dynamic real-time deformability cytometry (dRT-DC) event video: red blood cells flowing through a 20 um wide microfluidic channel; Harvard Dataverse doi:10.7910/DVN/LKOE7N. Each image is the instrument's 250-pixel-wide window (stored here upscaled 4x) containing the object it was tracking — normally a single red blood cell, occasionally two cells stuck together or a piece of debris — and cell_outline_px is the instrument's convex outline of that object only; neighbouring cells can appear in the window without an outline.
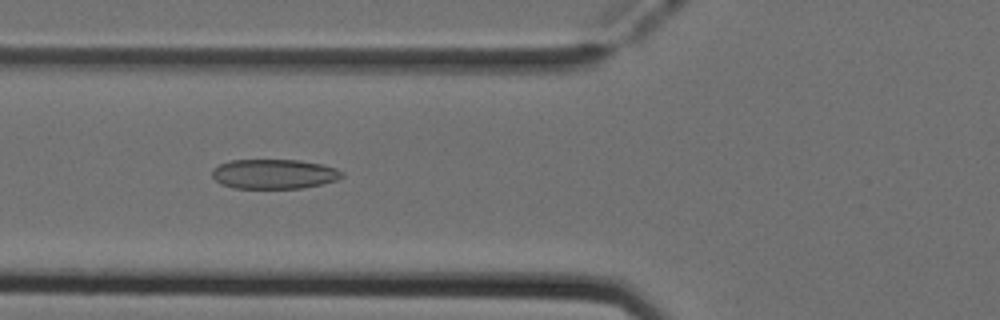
{"species": "Egyptian fruit bat (a non-hibernating species)", "species_latin": "Rousettus aegyptiacus", "temperature_condition": "cold", "stored_images_in_passage": 49, "camera_frame_rate_fps": 3000, "um_per_image_px": 0.085, "animal": {"sex": "female"}, "frame": {"image": 1, "passage_image": 17, "time_ms": 5.333, "image_size_px": [1000, 320], "cell_outline_px": [[344, 176], [336, 180], [324, 184], [300, 188], [232, 188], [220, 184], [212, 176], [212, 168], [228, 160], [300, 160], [320, 164], [336, 168], [344, 172]], "centroid_in_image_um": [23.29, 14.79], "position_along_channel_um": 102.5, "area_um2": 22.6}}
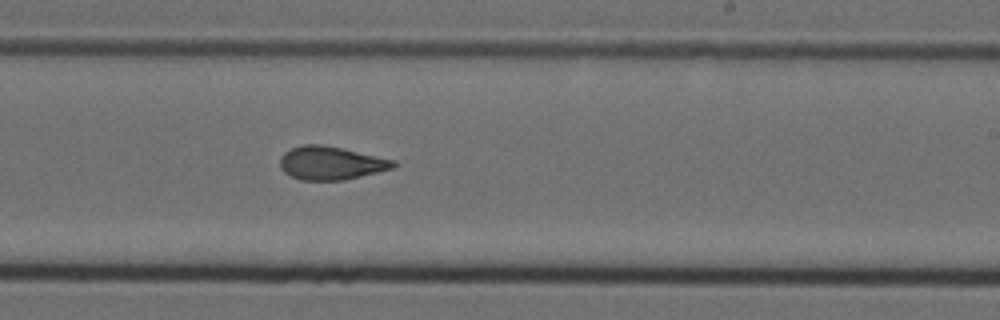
{"frame": {"image": 2, "passage_image": 29, "time_ms": 9.333, "image_size_px": [1000, 320], "cell_outline_px": [[396, 164], [392, 168], [344, 180], [300, 180], [284, 172], [280, 168], [280, 156], [284, 152], [292, 148], [304, 144], [320, 144], [344, 148], [396, 160]], "centroid_in_image_um": [28.11, 13.85], "position_along_channel_um": 260.9, "area_um2": 22.02}}
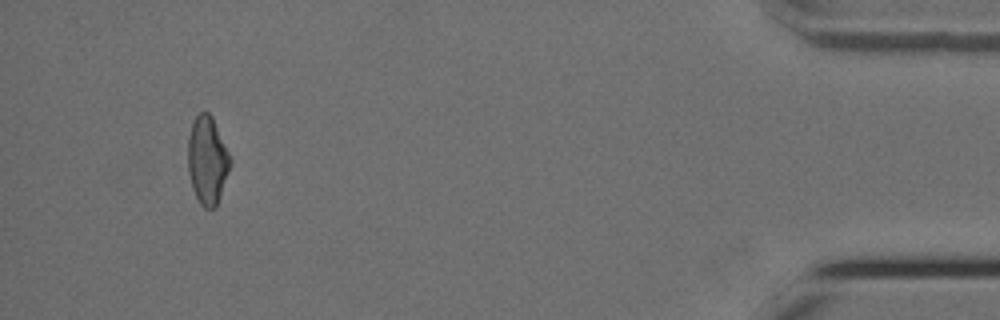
{"frame": {"image": 3, "passage_image": 46, "time_ms": 15.0, "image_size_px": [1000, 320], "cell_outline_px": [[232, 164], [216, 208], [204, 208], [200, 204], [192, 188], [188, 172], [188, 136], [192, 124], [196, 116], [200, 112], [208, 112], [212, 116], [232, 160]], "centroid_in_image_um": [17.63, 13.65], "position_along_channel_um": 417.6, "area_um2": 21.79}, "authors_computed_cell_mechanics": {"area_um2": 22.253, "velocity_mm_per_s": 3.9601, "shape_relaxation_time_tau1_ms": null, "shape_relaxation_time_tau2_ms": 2.2406, "deformation_change_tau1": null, "deformation_change_tau2": 0.1025}}